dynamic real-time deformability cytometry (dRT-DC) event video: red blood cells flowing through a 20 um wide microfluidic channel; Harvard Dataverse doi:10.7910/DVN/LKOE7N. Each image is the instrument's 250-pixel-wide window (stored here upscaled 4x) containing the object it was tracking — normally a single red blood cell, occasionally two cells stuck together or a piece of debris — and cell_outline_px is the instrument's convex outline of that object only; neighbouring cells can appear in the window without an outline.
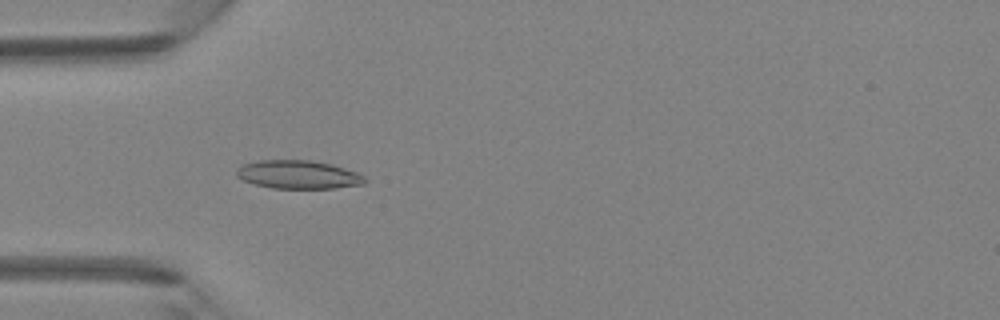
{"species": "Egyptian fruit bat (a non-hibernating species)", "species_latin": "Rousettus aegyptiacus", "temperature_condition": "room temperature", "stored_images_in_passage": 44, "camera_frame_rate_fps": 3000, "um_per_image_px": 0.085, "animal": {"sex": "female"}, "frame": {"image": 1, "passage_image": 13, "time_ms": 4.0, "image_size_px": [1000, 320], "cell_outline_px": [[368, 180], [364, 184], [336, 188], [272, 188], [256, 184], [244, 180], [236, 176], [236, 172], [244, 164], [260, 160], [312, 160], [332, 164], [356, 172], [364, 176]], "centroid_in_image_um": [25.4, 14.84], "position_along_channel_um": 59.6, "area_um2": 21.1}}
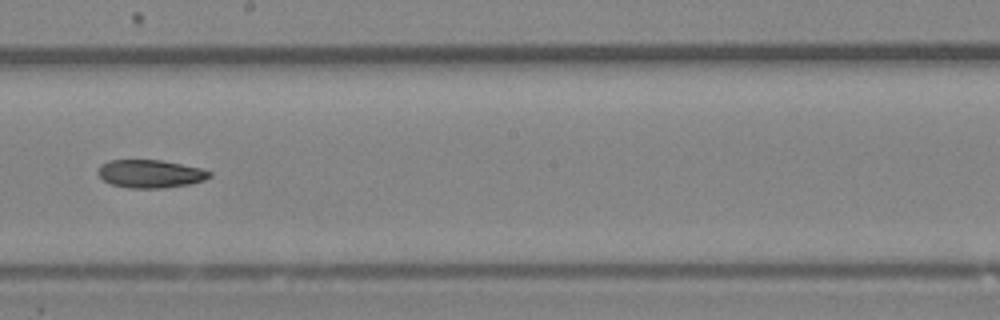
{"frame": {"image": 2, "passage_image": 25, "time_ms": 8.0, "image_size_px": [1000, 320], "cell_outline_px": [[212, 176], [204, 180], [188, 184], [164, 188], [128, 188], [112, 184], [104, 180], [96, 172], [100, 164], [108, 160], [160, 160], [200, 168], [212, 172]], "centroid_in_image_um": [12.75, 14.77], "position_along_channel_um": 235.4, "area_um2": 18.21}}
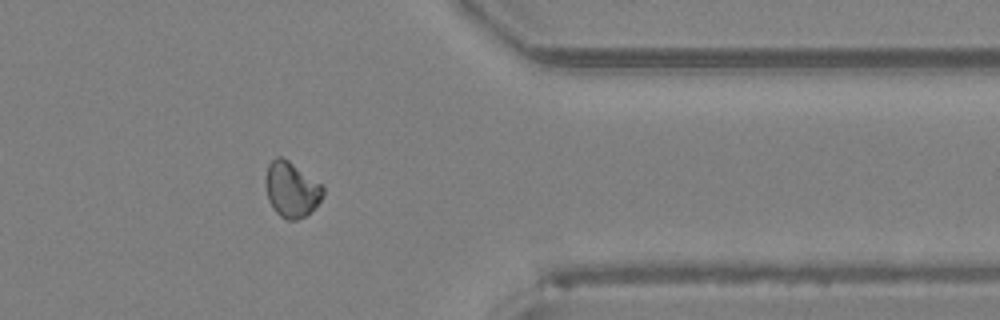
{"frame": {"image": 3, "passage_image": 36, "time_ms": 11.667, "image_size_px": [1000, 320], "cell_outline_px": [[324, 192], [320, 200], [304, 216], [296, 220], [288, 220], [280, 216], [272, 208], [268, 200], [264, 184], [264, 176], [268, 164], [276, 156], [280, 156], [288, 160], [320, 184], [324, 188]], "centroid_in_image_um": [24.7, 16.09], "position_along_channel_um": 386.7, "area_um2": 18.38}}